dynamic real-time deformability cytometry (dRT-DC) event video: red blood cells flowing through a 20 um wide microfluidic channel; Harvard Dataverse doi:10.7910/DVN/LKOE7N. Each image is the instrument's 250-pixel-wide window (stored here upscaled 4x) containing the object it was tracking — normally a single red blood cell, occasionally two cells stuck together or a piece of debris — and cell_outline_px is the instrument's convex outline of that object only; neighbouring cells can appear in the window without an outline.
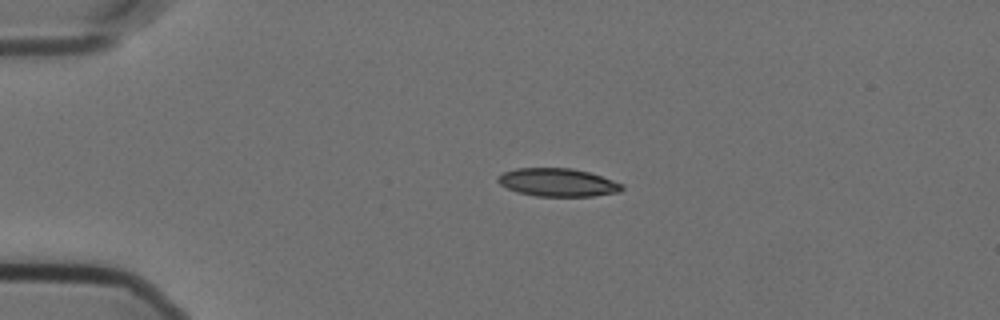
{"species": "Egyptian fruit bat (a non-hibernating species)", "species_latin": "Rousettus aegyptiacus", "temperature_condition": "cold", "stored_images_in_passage": 38, "camera_frame_rate_fps": 3000, "um_per_image_px": 0.085, "animal": {"sex": "female"}, "frame": {"image": 1, "passage_image": 1, "time_ms": 0.0, "image_size_px": [1000, 320], "cell_outline_px": [[624, 188], [620, 192], [592, 196], [536, 196], [516, 192], [500, 184], [496, 180], [496, 176], [504, 172], [516, 168], [572, 168], [588, 172], [624, 184]], "centroid_in_image_um": [47.39, 15.5], "position_along_channel_um": 37.6, "area_um2": 20.35}}
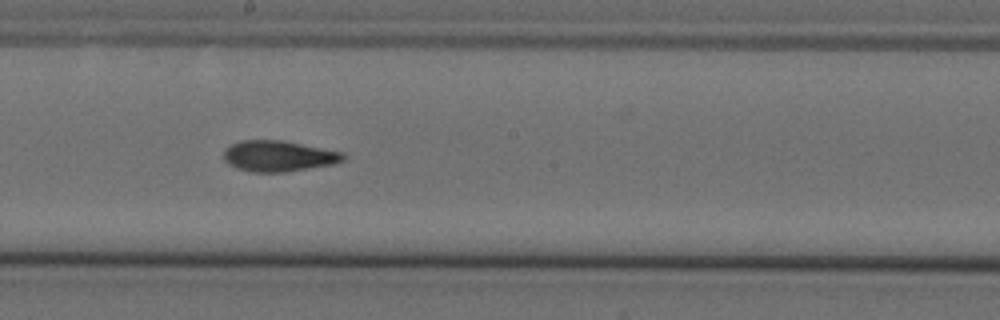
{"frame": {"image": 2, "passage_image": 20, "time_ms": 6.333, "image_size_px": [1000, 320], "cell_outline_px": [[348, 156], [344, 160], [332, 164], [284, 172], [252, 172], [236, 168], [228, 164], [224, 160], [224, 148], [240, 140], [280, 140], [344, 152]], "centroid_in_image_um": [23.66, 13.26], "position_along_channel_um": 224.5, "area_um2": 21.5}}
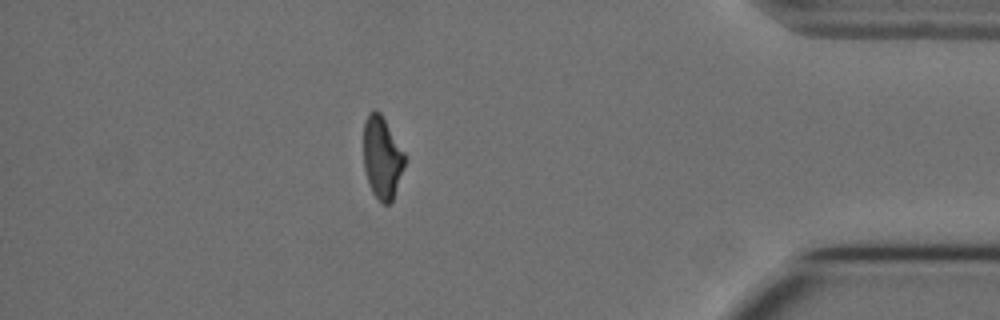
{"frame": {"image": 3, "passage_image": 38, "time_ms": 12.333, "image_size_px": [1000, 320], "cell_outline_px": [[404, 168], [392, 200], [388, 204], [384, 204], [372, 192], [364, 168], [364, 120], [368, 112], [380, 112], [404, 152]], "centroid_in_image_um": [32.47, 13.38], "position_along_channel_um": 402.7, "area_um2": 19.31}, "authors_computed_cell_mechanics": {"area_um2": 21.2993, "velocity_mm_per_s": 3.5828, "shape_relaxation_time_tau1_ms": 10.6678, "shape_relaxation_time_tau2_ms": 2.7179, "deformation_change_tau1": 0.2622, "deformation_change_tau2": 0.0897}}